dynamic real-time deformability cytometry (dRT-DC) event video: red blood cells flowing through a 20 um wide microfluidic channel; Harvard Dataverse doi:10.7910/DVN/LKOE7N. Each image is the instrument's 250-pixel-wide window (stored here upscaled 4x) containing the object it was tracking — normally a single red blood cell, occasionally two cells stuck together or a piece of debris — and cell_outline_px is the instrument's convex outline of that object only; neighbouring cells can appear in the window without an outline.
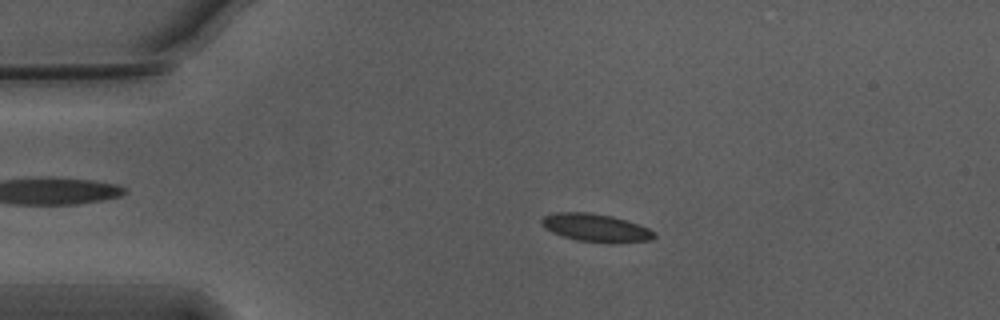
{"species": "Egyptian fruit bat (a non-hibernating species)", "species_latin": "Rousettus aegyptiacus", "temperature_condition": "warm", "stored_images_in_passage": 47, "camera_frame_rate_fps": 3000, "um_per_image_px": 0.085, "animal": {"sex": "male"}, "frame": {"image": 1, "passage_image": 11, "time_ms": 3.333, "image_size_px": [1000, 320], "cell_outline_px": [[656, 236], [652, 240], [616, 244], [612, 244], [576, 240], [552, 232], [544, 228], [540, 220], [544, 216], [556, 212], [588, 212], [612, 216], [628, 220], [648, 228], [656, 232]], "centroid_in_image_um": [50.69, 19.37], "position_along_channel_um": 34.3, "area_um2": 18.67}}
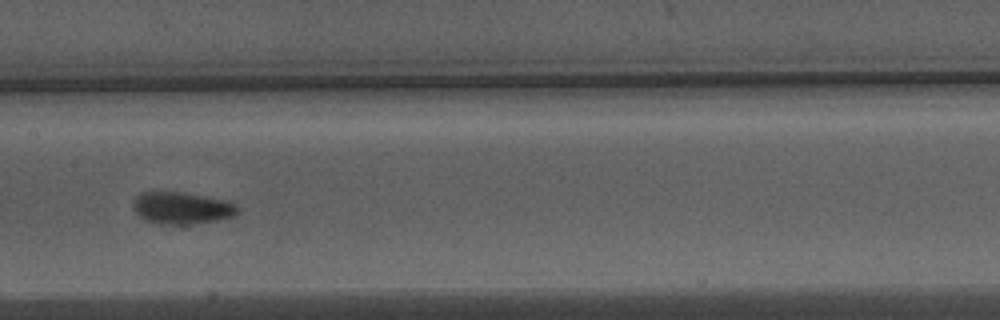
{"frame": {"image": 2, "passage_image": 27, "time_ms": 8.667, "image_size_px": [1000, 320], "cell_outline_px": [[240, 212], [232, 216], [180, 228], [160, 224], [144, 220], [132, 208], [132, 200], [140, 192], [180, 192], [228, 200], [236, 204], [240, 208]], "centroid_in_image_um": [15.44, 17.72], "position_along_channel_um": 192.0, "area_um2": 20.23}}
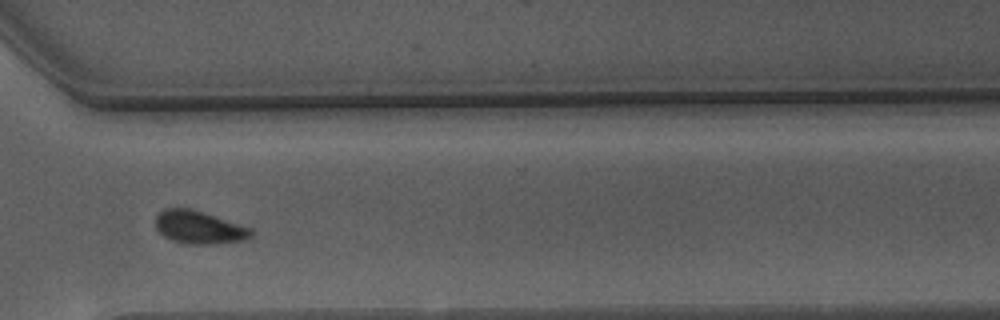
{"frame": {"image": 3, "passage_image": 40, "time_ms": 13.0, "image_size_px": [1000, 320], "cell_outline_px": [[252, 236], [244, 240], [216, 244], [188, 244], [172, 240], [164, 236], [156, 228], [156, 216], [164, 208], [192, 208], [252, 228]], "centroid_in_image_um": [16.93, 19.32], "position_along_channel_um": 353.7, "area_um2": 18.38}, "authors_computed_cell_mechanics": {"area_um2": 18.3804, "velocity_mm_per_s": 3.7399, "shape_relaxation_time_tau1_ms": 2.9708, "shape_relaxation_time_tau2_ms": 1.2912, "deformation_change_tau1": 0.1003, "deformation_change_tau2": 0.0382}}